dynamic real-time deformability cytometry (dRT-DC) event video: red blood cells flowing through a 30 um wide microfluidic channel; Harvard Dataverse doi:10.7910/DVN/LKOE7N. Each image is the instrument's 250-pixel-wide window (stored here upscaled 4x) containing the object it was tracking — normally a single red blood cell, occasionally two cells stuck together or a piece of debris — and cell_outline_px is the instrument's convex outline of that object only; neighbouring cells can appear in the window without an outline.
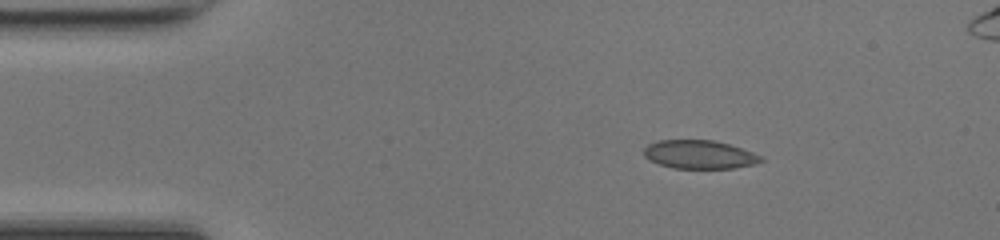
{"species": "common noctule bat (a hibernating species)", "species_latin": "Nyctalus noctula", "temperature_condition": "room temperature", "stored_images_in_passage": 41, "camera_frame_rate_fps": 3000, "um_per_image_px": 0.085, "animal": {"sex": "female", "body_mass_g": 17.0, "forearm_length_mm": 48.0}, "frame": {"image": 1, "passage_image": 1, "time_ms": 0.0, "image_size_px": [1000, 240], "cell_outline_px": [[764, 160], [756, 164], [736, 168], [672, 168], [648, 160], [644, 156], [644, 148], [648, 144], [660, 140], [712, 140], [728, 144], [764, 156]], "centroid_in_image_um": [59.46, 13.14], "position_along_channel_um": 25.5, "area_um2": 19.48}}
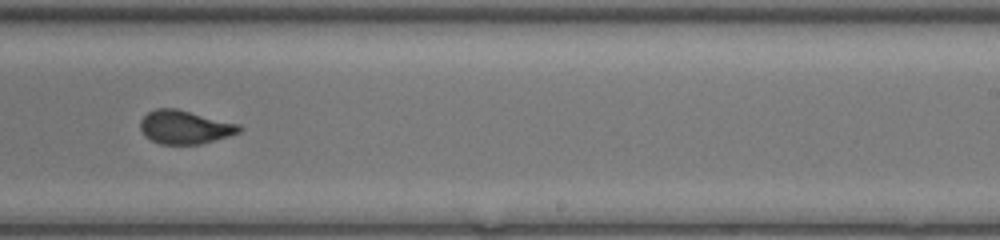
{"frame": {"image": 2, "passage_image": 23, "time_ms": 7.333, "image_size_px": [1000, 240], "cell_outline_px": [[244, 128], [240, 132], [228, 136], [200, 144], [160, 144], [144, 136], [140, 132], [140, 120], [148, 112], [156, 108], [176, 108], [240, 124]], "centroid_in_image_um": [15.7, 10.8], "position_along_channel_um": 273.3, "area_um2": 19.42}}
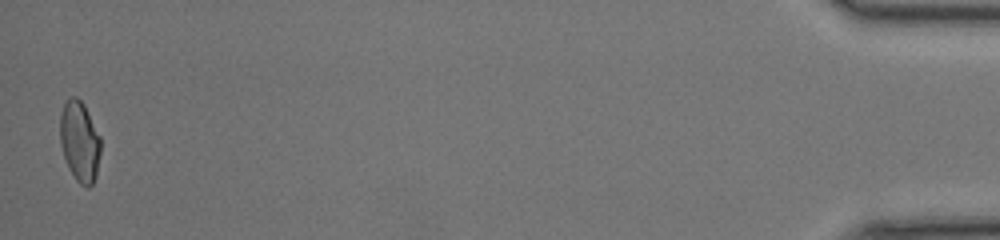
{"frame": {"image": 3, "passage_image": 41, "time_ms": 13.333, "image_size_px": [1000, 240], "cell_outline_px": [[100, 152], [96, 176], [92, 184], [88, 188], [80, 184], [76, 180], [68, 168], [60, 144], [60, 116], [64, 104], [68, 96], [76, 96], [84, 104], [100, 136]], "centroid_in_image_um": [6.76, 12.01], "position_along_channel_um": 428.4, "area_um2": 19.13}, "authors_computed_cell_mechanics": {"area_um2": 19.363, "velocity_mm_per_s": 4.2779, "shape_relaxation_time_tau1_ms": null, "shape_relaxation_time_tau2_ms": 0.8489, "deformation_change_tau1": null, "deformation_change_tau2": 0.0527}}